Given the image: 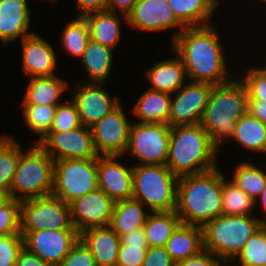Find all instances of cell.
Here are the masks:
<instances>
[{
  "label": "cell",
  "instance_id": "cell-1",
  "mask_svg": "<svg viewBox=\"0 0 266 266\" xmlns=\"http://www.w3.org/2000/svg\"><path fill=\"white\" fill-rule=\"evenodd\" d=\"M219 37L215 26L209 24L186 27L171 43L183 62L187 80L217 85L232 79Z\"/></svg>",
  "mask_w": 266,
  "mask_h": 266
},
{
  "label": "cell",
  "instance_id": "cell-2",
  "mask_svg": "<svg viewBox=\"0 0 266 266\" xmlns=\"http://www.w3.org/2000/svg\"><path fill=\"white\" fill-rule=\"evenodd\" d=\"M175 211L183 224L200 227L223 215L222 172L218 167L179 177Z\"/></svg>",
  "mask_w": 266,
  "mask_h": 266
},
{
  "label": "cell",
  "instance_id": "cell-3",
  "mask_svg": "<svg viewBox=\"0 0 266 266\" xmlns=\"http://www.w3.org/2000/svg\"><path fill=\"white\" fill-rule=\"evenodd\" d=\"M248 112V92L240 77L212 86L200 120L212 145L219 150L223 141L233 137L236 122Z\"/></svg>",
  "mask_w": 266,
  "mask_h": 266
},
{
  "label": "cell",
  "instance_id": "cell-4",
  "mask_svg": "<svg viewBox=\"0 0 266 266\" xmlns=\"http://www.w3.org/2000/svg\"><path fill=\"white\" fill-rule=\"evenodd\" d=\"M218 150L198 123L171 126L166 166L176 176L200 174L216 168Z\"/></svg>",
  "mask_w": 266,
  "mask_h": 266
},
{
  "label": "cell",
  "instance_id": "cell-5",
  "mask_svg": "<svg viewBox=\"0 0 266 266\" xmlns=\"http://www.w3.org/2000/svg\"><path fill=\"white\" fill-rule=\"evenodd\" d=\"M264 224V218L220 215L203 227V248L224 264L233 261L250 237Z\"/></svg>",
  "mask_w": 266,
  "mask_h": 266
},
{
  "label": "cell",
  "instance_id": "cell-6",
  "mask_svg": "<svg viewBox=\"0 0 266 266\" xmlns=\"http://www.w3.org/2000/svg\"><path fill=\"white\" fill-rule=\"evenodd\" d=\"M53 173V158L34 143L27 151L20 153L9 190L11 197L21 201L51 195Z\"/></svg>",
  "mask_w": 266,
  "mask_h": 266
},
{
  "label": "cell",
  "instance_id": "cell-7",
  "mask_svg": "<svg viewBox=\"0 0 266 266\" xmlns=\"http://www.w3.org/2000/svg\"><path fill=\"white\" fill-rule=\"evenodd\" d=\"M132 198L151 212L175 211L179 177L166 165H132Z\"/></svg>",
  "mask_w": 266,
  "mask_h": 266
},
{
  "label": "cell",
  "instance_id": "cell-8",
  "mask_svg": "<svg viewBox=\"0 0 266 266\" xmlns=\"http://www.w3.org/2000/svg\"><path fill=\"white\" fill-rule=\"evenodd\" d=\"M97 188V158L54 161L52 195L69 204Z\"/></svg>",
  "mask_w": 266,
  "mask_h": 266
},
{
  "label": "cell",
  "instance_id": "cell-9",
  "mask_svg": "<svg viewBox=\"0 0 266 266\" xmlns=\"http://www.w3.org/2000/svg\"><path fill=\"white\" fill-rule=\"evenodd\" d=\"M76 229L69 204L54 195L21 200L20 232Z\"/></svg>",
  "mask_w": 266,
  "mask_h": 266
},
{
  "label": "cell",
  "instance_id": "cell-10",
  "mask_svg": "<svg viewBox=\"0 0 266 266\" xmlns=\"http://www.w3.org/2000/svg\"><path fill=\"white\" fill-rule=\"evenodd\" d=\"M171 126L162 123H132L125 154H130L141 165H165Z\"/></svg>",
  "mask_w": 266,
  "mask_h": 266
},
{
  "label": "cell",
  "instance_id": "cell-11",
  "mask_svg": "<svg viewBox=\"0 0 266 266\" xmlns=\"http://www.w3.org/2000/svg\"><path fill=\"white\" fill-rule=\"evenodd\" d=\"M24 248L51 266H59L80 239L77 229L20 232Z\"/></svg>",
  "mask_w": 266,
  "mask_h": 266
},
{
  "label": "cell",
  "instance_id": "cell-12",
  "mask_svg": "<svg viewBox=\"0 0 266 266\" xmlns=\"http://www.w3.org/2000/svg\"><path fill=\"white\" fill-rule=\"evenodd\" d=\"M119 104L102 120L91 126L93 144L98 156H120L127 149L132 123Z\"/></svg>",
  "mask_w": 266,
  "mask_h": 266
},
{
  "label": "cell",
  "instance_id": "cell-13",
  "mask_svg": "<svg viewBox=\"0 0 266 266\" xmlns=\"http://www.w3.org/2000/svg\"><path fill=\"white\" fill-rule=\"evenodd\" d=\"M54 161L97 158L90 127L80 126L64 132H48L38 143Z\"/></svg>",
  "mask_w": 266,
  "mask_h": 266
},
{
  "label": "cell",
  "instance_id": "cell-14",
  "mask_svg": "<svg viewBox=\"0 0 266 266\" xmlns=\"http://www.w3.org/2000/svg\"><path fill=\"white\" fill-rule=\"evenodd\" d=\"M212 86L205 82L189 81L172 94L168 124L178 126L200 123Z\"/></svg>",
  "mask_w": 266,
  "mask_h": 266
},
{
  "label": "cell",
  "instance_id": "cell-15",
  "mask_svg": "<svg viewBox=\"0 0 266 266\" xmlns=\"http://www.w3.org/2000/svg\"><path fill=\"white\" fill-rule=\"evenodd\" d=\"M115 201L97 188L69 203L74 227L81 233L90 228L109 226Z\"/></svg>",
  "mask_w": 266,
  "mask_h": 266
},
{
  "label": "cell",
  "instance_id": "cell-16",
  "mask_svg": "<svg viewBox=\"0 0 266 266\" xmlns=\"http://www.w3.org/2000/svg\"><path fill=\"white\" fill-rule=\"evenodd\" d=\"M103 83L79 82L74 87L72 102L78 110L83 126L91 127L102 120L121 102L102 87Z\"/></svg>",
  "mask_w": 266,
  "mask_h": 266
},
{
  "label": "cell",
  "instance_id": "cell-17",
  "mask_svg": "<svg viewBox=\"0 0 266 266\" xmlns=\"http://www.w3.org/2000/svg\"><path fill=\"white\" fill-rule=\"evenodd\" d=\"M126 23L131 28L150 33L179 27L181 30H178L177 33L174 32L172 43L178 34L186 28L176 18L166 0H139L127 15Z\"/></svg>",
  "mask_w": 266,
  "mask_h": 266
},
{
  "label": "cell",
  "instance_id": "cell-18",
  "mask_svg": "<svg viewBox=\"0 0 266 266\" xmlns=\"http://www.w3.org/2000/svg\"><path fill=\"white\" fill-rule=\"evenodd\" d=\"M120 156L97 157L98 188L115 202L132 198L133 174L132 166L118 161Z\"/></svg>",
  "mask_w": 266,
  "mask_h": 266
},
{
  "label": "cell",
  "instance_id": "cell-19",
  "mask_svg": "<svg viewBox=\"0 0 266 266\" xmlns=\"http://www.w3.org/2000/svg\"><path fill=\"white\" fill-rule=\"evenodd\" d=\"M21 41L22 70L29 78L56 75L57 55L50 42L35 32Z\"/></svg>",
  "mask_w": 266,
  "mask_h": 266
},
{
  "label": "cell",
  "instance_id": "cell-20",
  "mask_svg": "<svg viewBox=\"0 0 266 266\" xmlns=\"http://www.w3.org/2000/svg\"><path fill=\"white\" fill-rule=\"evenodd\" d=\"M30 13L27 0H0V40L5 47L17 38L21 40L34 32H28Z\"/></svg>",
  "mask_w": 266,
  "mask_h": 266
},
{
  "label": "cell",
  "instance_id": "cell-21",
  "mask_svg": "<svg viewBox=\"0 0 266 266\" xmlns=\"http://www.w3.org/2000/svg\"><path fill=\"white\" fill-rule=\"evenodd\" d=\"M80 239L91 251L96 266H116L120 237L110 226L82 231Z\"/></svg>",
  "mask_w": 266,
  "mask_h": 266
},
{
  "label": "cell",
  "instance_id": "cell-22",
  "mask_svg": "<svg viewBox=\"0 0 266 266\" xmlns=\"http://www.w3.org/2000/svg\"><path fill=\"white\" fill-rule=\"evenodd\" d=\"M176 57L155 63L145 73L151 90L174 94L187 79L186 69L181 58L173 51Z\"/></svg>",
  "mask_w": 266,
  "mask_h": 266
},
{
  "label": "cell",
  "instance_id": "cell-23",
  "mask_svg": "<svg viewBox=\"0 0 266 266\" xmlns=\"http://www.w3.org/2000/svg\"><path fill=\"white\" fill-rule=\"evenodd\" d=\"M29 83L21 105L57 106L61 95L69 88L68 82L59 76L29 78Z\"/></svg>",
  "mask_w": 266,
  "mask_h": 266
},
{
  "label": "cell",
  "instance_id": "cell-24",
  "mask_svg": "<svg viewBox=\"0 0 266 266\" xmlns=\"http://www.w3.org/2000/svg\"><path fill=\"white\" fill-rule=\"evenodd\" d=\"M139 123L168 124L171 112V94L147 89L132 108Z\"/></svg>",
  "mask_w": 266,
  "mask_h": 266
},
{
  "label": "cell",
  "instance_id": "cell-25",
  "mask_svg": "<svg viewBox=\"0 0 266 266\" xmlns=\"http://www.w3.org/2000/svg\"><path fill=\"white\" fill-rule=\"evenodd\" d=\"M165 247L175 263L199 254L204 250L202 227L181 223Z\"/></svg>",
  "mask_w": 266,
  "mask_h": 266
},
{
  "label": "cell",
  "instance_id": "cell-26",
  "mask_svg": "<svg viewBox=\"0 0 266 266\" xmlns=\"http://www.w3.org/2000/svg\"><path fill=\"white\" fill-rule=\"evenodd\" d=\"M119 13L109 10L99 11L83 17L88 25L90 39L111 49L121 39V18Z\"/></svg>",
  "mask_w": 266,
  "mask_h": 266
},
{
  "label": "cell",
  "instance_id": "cell-27",
  "mask_svg": "<svg viewBox=\"0 0 266 266\" xmlns=\"http://www.w3.org/2000/svg\"><path fill=\"white\" fill-rule=\"evenodd\" d=\"M113 51L109 47L90 39L81 62L89 77L88 83H105L111 74L113 64Z\"/></svg>",
  "mask_w": 266,
  "mask_h": 266
},
{
  "label": "cell",
  "instance_id": "cell-28",
  "mask_svg": "<svg viewBox=\"0 0 266 266\" xmlns=\"http://www.w3.org/2000/svg\"><path fill=\"white\" fill-rule=\"evenodd\" d=\"M176 18L185 27L209 25L217 10L216 0H166ZM210 19V20H209Z\"/></svg>",
  "mask_w": 266,
  "mask_h": 266
},
{
  "label": "cell",
  "instance_id": "cell-29",
  "mask_svg": "<svg viewBox=\"0 0 266 266\" xmlns=\"http://www.w3.org/2000/svg\"><path fill=\"white\" fill-rule=\"evenodd\" d=\"M144 209V205L134 198L116 201L109 226L119 237L143 227L149 215Z\"/></svg>",
  "mask_w": 266,
  "mask_h": 266
},
{
  "label": "cell",
  "instance_id": "cell-30",
  "mask_svg": "<svg viewBox=\"0 0 266 266\" xmlns=\"http://www.w3.org/2000/svg\"><path fill=\"white\" fill-rule=\"evenodd\" d=\"M181 223L176 211L151 212L143 226L148 247H165Z\"/></svg>",
  "mask_w": 266,
  "mask_h": 266
},
{
  "label": "cell",
  "instance_id": "cell-31",
  "mask_svg": "<svg viewBox=\"0 0 266 266\" xmlns=\"http://www.w3.org/2000/svg\"><path fill=\"white\" fill-rule=\"evenodd\" d=\"M232 139L248 151L266 154V125L249 112L236 122Z\"/></svg>",
  "mask_w": 266,
  "mask_h": 266
},
{
  "label": "cell",
  "instance_id": "cell-32",
  "mask_svg": "<svg viewBox=\"0 0 266 266\" xmlns=\"http://www.w3.org/2000/svg\"><path fill=\"white\" fill-rule=\"evenodd\" d=\"M147 249L143 227L121 235L116 266H142Z\"/></svg>",
  "mask_w": 266,
  "mask_h": 266
},
{
  "label": "cell",
  "instance_id": "cell-33",
  "mask_svg": "<svg viewBox=\"0 0 266 266\" xmlns=\"http://www.w3.org/2000/svg\"><path fill=\"white\" fill-rule=\"evenodd\" d=\"M251 160L249 158L248 161L241 162L234 169L231 181L257 202L266 187V172L250 162Z\"/></svg>",
  "mask_w": 266,
  "mask_h": 266
},
{
  "label": "cell",
  "instance_id": "cell-34",
  "mask_svg": "<svg viewBox=\"0 0 266 266\" xmlns=\"http://www.w3.org/2000/svg\"><path fill=\"white\" fill-rule=\"evenodd\" d=\"M257 203L222 173L223 215L250 216Z\"/></svg>",
  "mask_w": 266,
  "mask_h": 266
},
{
  "label": "cell",
  "instance_id": "cell-35",
  "mask_svg": "<svg viewBox=\"0 0 266 266\" xmlns=\"http://www.w3.org/2000/svg\"><path fill=\"white\" fill-rule=\"evenodd\" d=\"M22 147L10 135L0 137V189L9 191Z\"/></svg>",
  "mask_w": 266,
  "mask_h": 266
},
{
  "label": "cell",
  "instance_id": "cell-36",
  "mask_svg": "<svg viewBox=\"0 0 266 266\" xmlns=\"http://www.w3.org/2000/svg\"><path fill=\"white\" fill-rule=\"evenodd\" d=\"M62 47L74 57H82L90 40L88 25L83 17L71 20L62 31Z\"/></svg>",
  "mask_w": 266,
  "mask_h": 266
},
{
  "label": "cell",
  "instance_id": "cell-37",
  "mask_svg": "<svg viewBox=\"0 0 266 266\" xmlns=\"http://www.w3.org/2000/svg\"><path fill=\"white\" fill-rule=\"evenodd\" d=\"M23 119L27 127L40 137L38 143L51 129L57 106L22 105Z\"/></svg>",
  "mask_w": 266,
  "mask_h": 266
},
{
  "label": "cell",
  "instance_id": "cell-38",
  "mask_svg": "<svg viewBox=\"0 0 266 266\" xmlns=\"http://www.w3.org/2000/svg\"><path fill=\"white\" fill-rule=\"evenodd\" d=\"M236 259L241 266H266V223L250 237L232 262Z\"/></svg>",
  "mask_w": 266,
  "mask_h": 266
},
{
  "label": "cell",
  "instance_id": "cell-39",
  "mask_svg": "<svg viewBox=\"0 0 266 266\" xmlns=\"http://www.w3.org/2000/svg\"><path fill=\"white\" fill-rule=\"evenodd\" d=\"M82 126L80 116L72 101L57 105L54 121L49 132H64Z\"/></svg>",
  "mask_w": 266,
  "mask_h": 266
},
{
  "label": "cell",
  "instance_id": "cell-40",
  "mask_svg": "<svg viewBox=\"0 0 266 266\" xmlns=\"http://www.w3.org/2000/svg\"><path fill=\"white\" fill-rule=\"evenodd\" d=\"M21 201L12 198L0 208V236L20 234Z\"/></svg>",
  "mask_w": 266,
  "mask_h": 266
},
{
  "label": "cell",
  "instance_id": "cell-41",
  "mask_svg": "<svg viewBox=\"0 0 266 266\" xmlns=\"http://www.w3.org/2000/svg\"><path fill=\"white\" fill-rule=\"evenodd\" d=\"M241 76L240 79L244 82L248 92V101L266 102V75L259 67H251L245 76Z\"/></svg>",
  "mask_w": 266,
  "mask_h": 266
},
{
  "label": "cell",
  "instance_id": "cell-42",
  "mask_svg": "<svg viewBox=\"0 0 266 266\" xmlns=\"http://www.w3.org/2000/svg\"><path fill=\"white\" fill-rule=\"evenodd\" d=\"M24 248L21 234L0 236V266H15Z\"/></svg>",
  "mask_w": 266,
  "mask_h": 266
},
{
  "label": "cell",
  "instance_id": "cell-43",
  "mask_svg": "<svg viewBox=\"0 0 266 266\" xmlns=\"http://www.w3.org/2000/svg\"><path fill=\"white\" fill-rule=\"evenodd\" d=\"M59 266H96V263L89 248L79 239Z\"/></svg>",
  "mask_w": 266,
  "mask_h": 266
},
{
  "label": "cell",
  "instance_id": "cell-44",
  "mask_svg": "<svg viewBox=\"0 0 266 266\" xmlns=\"http://www.w3.org/2000/svg\"><path fill=\"white\" fill-rule=\"evenodd\" d=\"M142 266H175L166 247H148Z\"/></svg>",
  "mask_w": 266,
  "mask_h": 266
},
{
  "label": "cell",
  "instance_id": "cell-45",
  "mask_svg": "<svg viewBox=\"0 0 266 266\" xmlns=\"http://www.w3.org/2000/svg\"><path fill=\"white\" fill-rule=\"evenodd\" d=\"M224 263L213 253L202 250L199 254L175 263V266H223Z\"/></svg>",
  "mask_w": 266,
  "mask_h": 266
},
{
  "label": "cell",
  "instance_id": "cell-46",
  "mask_svg": "<svg viewBox=\"0 0 266 266\" xmlns=\"http://www.w3.org/2000/svg\"><path fill=\"white\" fill-rule=\"evenodd\" d=\"M77 8L80 10L77 17L106 10L107 0H77Z\"/></svg>",
  "mask_w": 266,
  "mask_h": 266
},
{
  "label": "cell",
  "instance_id": "cell-47",
  "mask_svg": "<svg viewBox=\"0 0 266 266\" xmlns=\"http://www.w3.org/2000/svg\"><path fill=\"white\" fill-rule=\"evenodd\" d=\"M139 0H107L106 10L118 13L121 11L125 22H127V15L131 12L134 5ZM119 10V11H117Z\"/></svg>",
  "mask_w": 266,
  "mask_h": 266
},
{
  "label": "cell",
  "instance_id": "cell-48",
  "mask_svg": "<svg viewBox=\"0 0 266 266\" xmlns=\"http://www.w3.org/2000/svg\"><path fill=\"white\" fill-rule=\"evenodd\" d=\"M15 266H51L42 261L38 256L30 253L25 248L20 252Z\"/></svg>",
  "mask_w": 266,
  "mask_h": 266
},
{
  "label": "cell",
  "instance_id": "cell-49",
  "mask_svg": "<svg viewBox=\"0 0 266 266\" xmlns=\"http://www.w3.org/2000/svg\"><path fill=\"white\" fill-rule=\"evenodd\" d=\"M248 112L266 125V102L248 101Z\"/></svg>",
  "mask_w": 266,
  "mask_h": 266
},
{
  "label": "cell",
  "instance_id": "cell-50",
  "mask_svg": "<svg viewBox=\"0 0 266 266\" xmlns=\"http://www.w3.org/2000/svg\"><path fill=\"white\" fill-rule=\"evenodd\" d=\"M12 199L9 191L0 189V208L6 205Z\"/></svg>",
  "mask_w": 266,
  "mask_h": 266
},
{
  "label": "cell",
  "instance_id": "cell-51",
  "mask_svg": "<svg viewBox=\"0 0 266 266\" xmlns=\"http://www.w3.org/2000/svg\"><path fill=\"white\" fill-rule=\"evenodd\" d=\"M260 198L259 200L262 203V209H264L265 214H266V187L262 191L261 195L258 197ZM264 223H266V219H264Z\"/></svg>",
  "mask_w": 266,
  "mask_h": 266
},
{
  "label": "cell",
  "instance_id": "cell-52",
  "mask_svg": "<svg viewBox=\"0 0 266 266\" xmlns=\"http://www.w3.org/2000/svg\"><path fill=\"white\" fill-rule=\"evenodd\" d=\"M259 69L266 75V66L265 67L263 66V68L261 67Z\"/></svg>",
  "mask_w": 266,
  "mask_h": 266
}]
</instances>
